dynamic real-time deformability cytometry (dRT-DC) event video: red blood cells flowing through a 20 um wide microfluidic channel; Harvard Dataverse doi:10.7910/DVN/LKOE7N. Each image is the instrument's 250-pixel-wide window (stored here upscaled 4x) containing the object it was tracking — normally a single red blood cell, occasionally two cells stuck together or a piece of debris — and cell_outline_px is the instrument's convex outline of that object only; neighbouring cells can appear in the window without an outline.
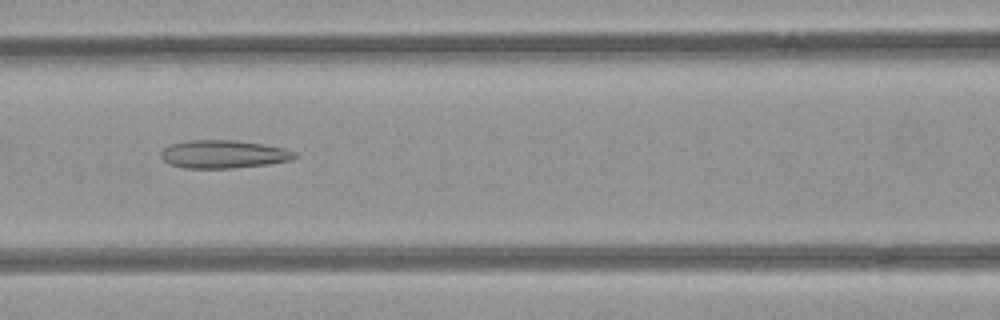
{"species": "common noctule bat (a hibernating species)", "species_latin": "Nyctalus noctula", "temperature_condition": "room temperature", "stored_images_in_passage": 37, "camera_frame_rate_fps": 3000, "um_per_image_px": 0.085, "animal": {"sex": "female", "body_mass_g": 21.9}, "frame": {"image": 1, "passage_image": 9, "time_ms": 2.667, "image_size_px": [1000, 320], "cell_outline_px": [[300, 156], [292, 160], [268, 164], [232, 168], [184, 168], [168, 164], [160, 156], [160, 152], [164, 148], [172, 144], [188, 140], [232, 140], [264, 144], [284, 148], [296, 152]], "centroid_in_image_um": [19.02, 13.11], "position_along_channel_um": 147.6, "area_um2": 22.02}}
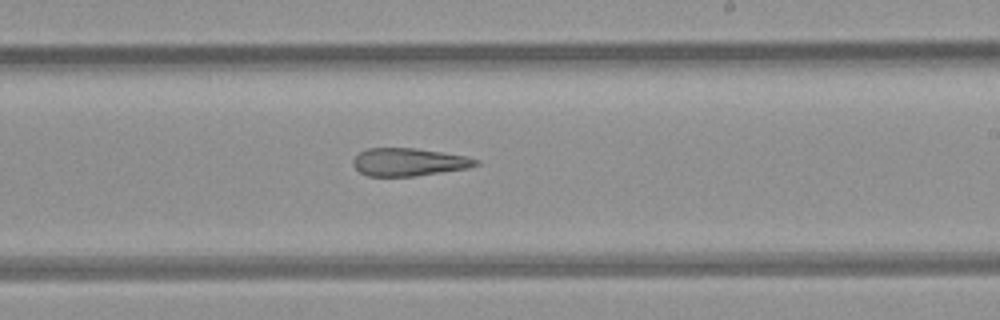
{"frame": {"image": 2, "passage_image": 17, "time_ms": 5.333, "image_size_px": [1000, 320], "cell_outline_px": [[480, 164], [468, 168], [416, 176], [368, 176], [360, 172], [352, 164], [352, 160], [360, 152], [368, 148], [416, 148], [468, 156], [480, 160]], "centroid_in_image_um": [34.78, 13.77], "position_along_channel_um": 254.2, "area_um2": 20.0}}
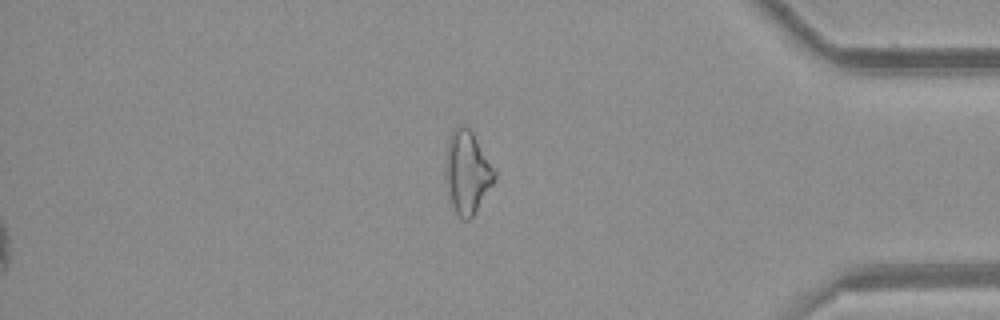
{"frame": {"image": 3, "passage_image": 30, "time_ms": 9.667, "image_size_px": [1000, 320], "cell_outline_px": [[496, 176], [492, 184], [476, 212], [468, 220], [464, 220], [456, 212], [452, 204], [448, 192], [444, 172], [444, 168], [448, 136], [460, 124], [464, 124], [472, 132], [496, 172]], "centroid_in_image_um": [39.68, 14.62], "position_along_channel_um": 395.5, "area_um2": 23.41}}